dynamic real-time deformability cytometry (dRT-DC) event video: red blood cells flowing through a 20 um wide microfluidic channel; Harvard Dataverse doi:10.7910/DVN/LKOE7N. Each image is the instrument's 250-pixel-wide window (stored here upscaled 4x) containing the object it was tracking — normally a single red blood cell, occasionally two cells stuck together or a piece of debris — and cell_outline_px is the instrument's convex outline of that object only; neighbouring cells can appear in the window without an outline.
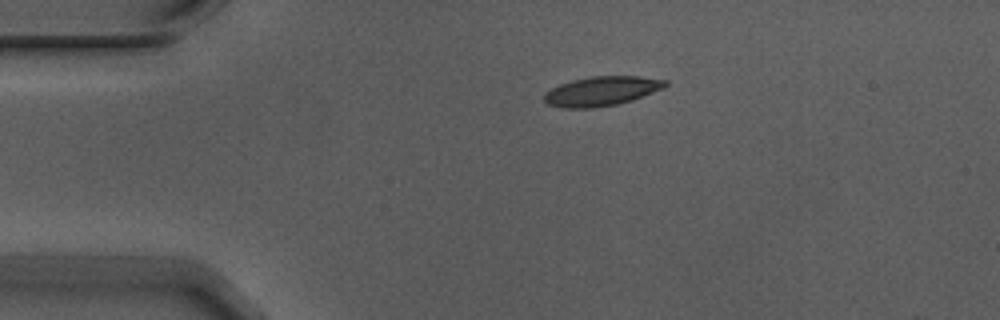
{"species": "Egyptian fruit bat (a non-hibernating species)", "species_latin": "Rousettus aegyptiacus", "temperature_condition": "warm", "stored_images_in_passage": 3, "segment_of_instrument_passage": [1, 2], "camera_frame_rate_fps": 3000, "um_per_image_px": 0.085, "animal": {"sex": "male"}, "frame": {"image": 1, "passage_image": 1, "time_ms": 0.0, "image_size_px": [1000, 320], "cell_outline_px": [[668, 84], [664, 88], [632, 100], [616, 104], [592, 108], [564, 108], [548, 104], [544, 100], [544, 92], [560, 84], [572, 80], [588, 76], [640, 76], [668, 80]], "centroid_in_image_um": [51.14, 7.73], "position_along_channel_um": 33.9, "area_um2": 20.81}}